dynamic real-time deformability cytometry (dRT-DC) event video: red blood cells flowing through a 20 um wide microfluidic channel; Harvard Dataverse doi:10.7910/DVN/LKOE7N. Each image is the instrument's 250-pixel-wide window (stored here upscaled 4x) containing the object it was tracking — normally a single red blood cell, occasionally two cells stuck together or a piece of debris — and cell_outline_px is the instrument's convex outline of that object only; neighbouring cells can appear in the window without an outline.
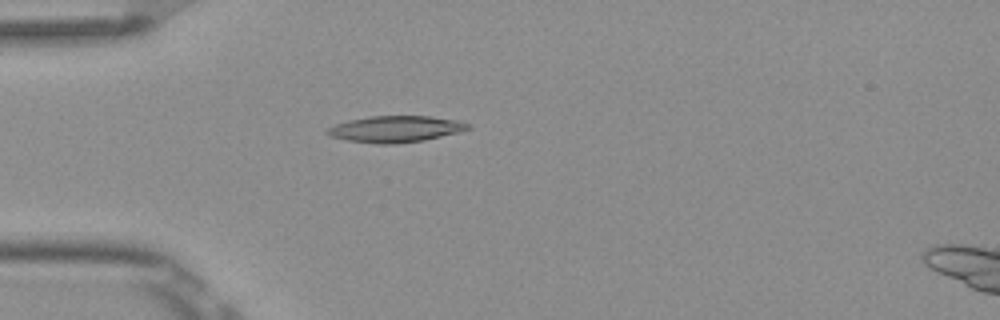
{"species": "Egyptian fruit bat (a non-hibernating species)", "species_latin": "Rousettus aegyptiacus", "temperature_condition": "room temperature", "stored_images_in_passage": 4, "camera_frame_rate_fps": 3000, "um_per_image_px": 0.085, "frame": {"image": 1, "passage_image": 4, "time_ms": 1.0, "image_size_px": [1000, 320], "cell_outline_px": [[472, 128], [460, 132], [424, 140], [396, 144], [376, 144], [348, 140], [332, 136], [324, 132], [328, 128], [336, 124], [348, 120], [368, 116], [432, 116], [456, 120], [472, 124]], "centroid_in_image_um": [33.66, 10.96], "position_along_channel_um": 51.3, "area_um2": 21.73}}